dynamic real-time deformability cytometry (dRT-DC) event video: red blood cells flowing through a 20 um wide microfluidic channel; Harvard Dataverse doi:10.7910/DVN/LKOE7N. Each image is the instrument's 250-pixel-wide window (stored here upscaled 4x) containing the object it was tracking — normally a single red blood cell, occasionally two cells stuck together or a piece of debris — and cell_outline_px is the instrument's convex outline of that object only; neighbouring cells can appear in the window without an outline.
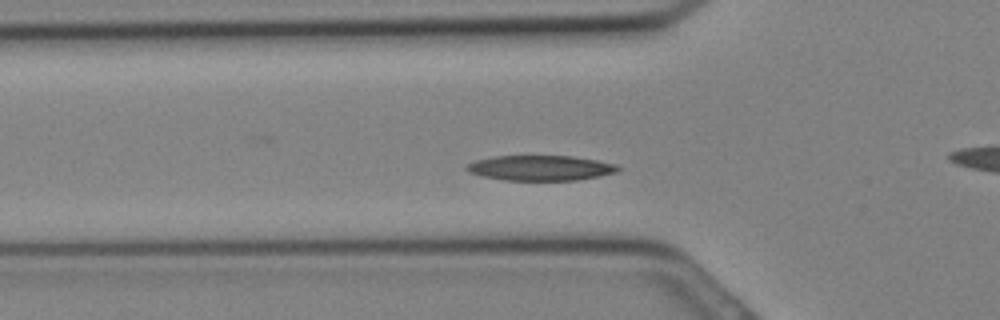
{"species": "Egyptian fruit bat (a non-hibernating species)", "species_latin": "Rousettus aegyptiacus", "temperature_condition": "cold", "stored_images_in_passage": 29, "camera_frame_rate_fps": 3000, "um_per_image_px": 0.085, "animal": {"sex": "female"}, "frame": {"image": 1, "passage_image": 7, "time_ms": 2.0, "image_size_px": [1000, 320], "cell_outline_px": [[620, 168], [616, 172], [600, 176], [576, 180], [504, 180], [484, 176], [468, 172], [464, 168], [468, 164], [476, 160], [492, 156], [572, 156], [596, 160], [616, 164]], "centroid_in_image_um": [45.93, 14.27], "position_along_channel_um": 79.9, "area_um2": 22.08}}
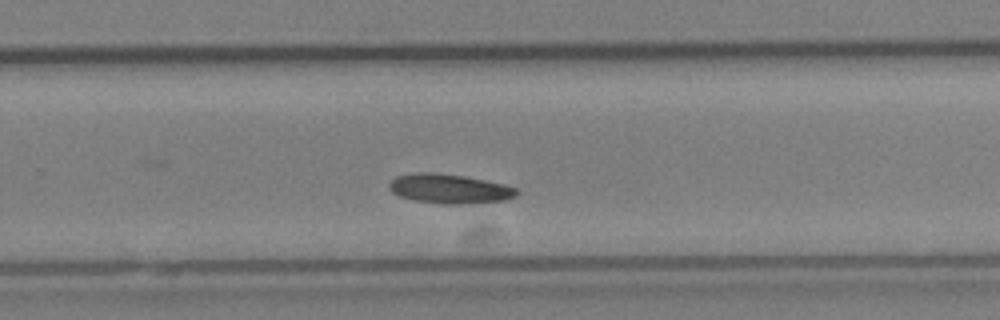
{"frame": {"image": 2, "passage_image": 17, "time_ms": 5.333, "image_size_px": [1000, 320], "cell_outline_px": [[520, 192], [516, 196], [504, 200], [472, 204], [444, 204], [412, 200], [400, 196], [392, 192], [388, 188], [388, 184], [396, 176], [420, 172], [428, 172], [464, 176], [504, 184], [516, 188]], "centroid_in_image_um": [38.21, 16.06], "position_along_channel_um": 291.6, "area_um2": 21.91}}
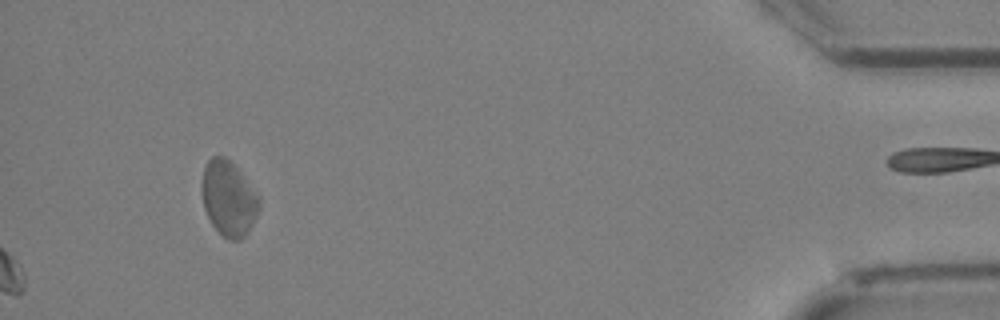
{"frame": {"image": 3, "passage_image": 29, "time_ms": 9.333, "image_size_px": [1000, 320], "cell_outline_px": [[260, 208], [248, 232], [240, 240], [228, 240], [212, 224], [204, 208], [200, 192], [200, 184], [204, 168], [208, 160], [212, 156], [224, 156], [240, 172], [260, 196]], "centroid_in_image_um": [19.42, 16.87], "position_along_channel_um": 415.8, "area_um2": 25.14}}